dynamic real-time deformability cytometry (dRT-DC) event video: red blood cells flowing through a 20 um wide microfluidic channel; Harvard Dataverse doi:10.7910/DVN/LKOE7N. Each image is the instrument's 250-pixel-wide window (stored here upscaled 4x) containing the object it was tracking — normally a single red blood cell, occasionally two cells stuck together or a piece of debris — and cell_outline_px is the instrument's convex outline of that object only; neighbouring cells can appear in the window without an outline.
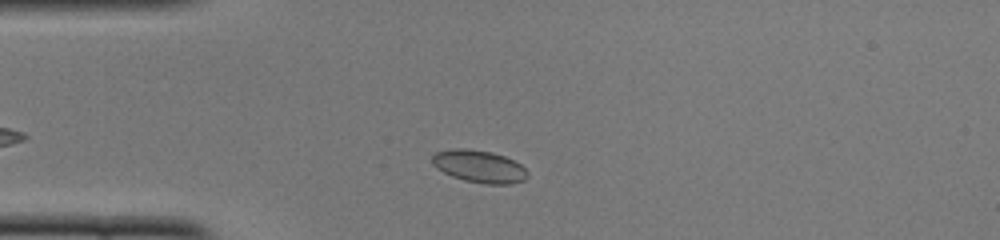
{"species": "common noctule bat (a hibernating species)", "species_latin": "Nyctalus noctula", "temperature_condition": "cold", "stored_images_in_passage": 33, "camera_frame_rate_fps": 3000, "um_per_image_px": 0.085, "animal": {"sex": "female", "body_mass_g": 22.0, "forearm_length_mm": 56.7}, "frame": {"image": 1, "passage_image": 5, "time_ms": 1.333, "image_size_px": [1000, 240], "cell_outline_px": [[528, 176], [524, 180], [512, 184], [484, 184], [464, 180], [452, 176], [436, 168], [432, 164], [432, 156], [436, 152], [452, 148], [464, 148], [492, 152], [504, 156], [520, 164], [528, 172]], "centroid_in_image_um": [40.72, 14.14], "position_along_channel_um": 44.3, "area_um2": 18.03}}
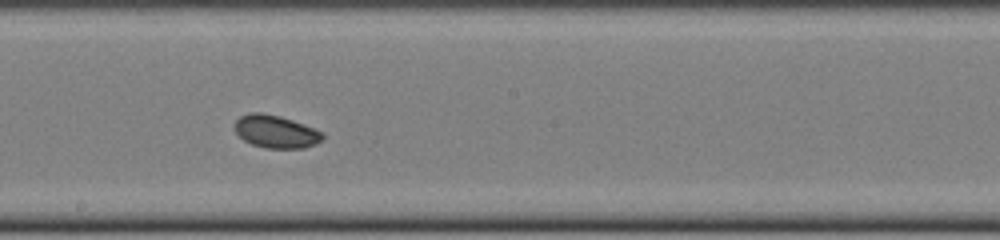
{"frame": {"image": 2, "passage_image": 20, "time_ms": 6.333, "image_size_px": [1000, 240], "cell_outline_px": [[324, 140], [316, 144], [304, 148], [264, 148], [252, 144], [244, 140], [236, 132], [236, 120], [240, 116], [252, 112], [260, 112], [280, 116], [304, 124], [320, 132], [324, 136]], "centroid_in_image_um": [23.46, 11.19], "position_along_channel_um": 224.7, "area_um2": 16.65}}
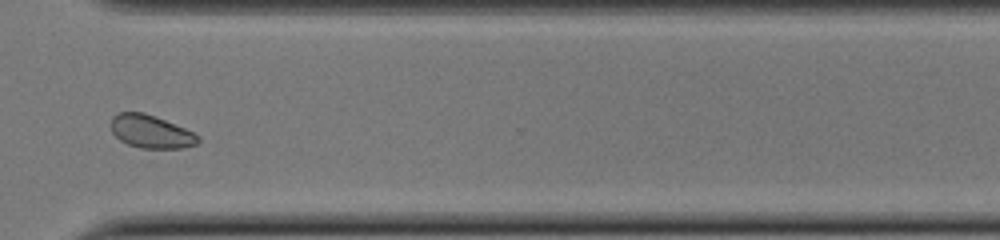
{"frame": {"image": 3, "passage_image": 30, "time_ms": 9.667, "image_size_px": [1000, 240], "cell_outline_px": [[200, 140], [196, 144], [184, 148], [140, 148], [128, 144], [120, 140], [112, 132], [112, 116], [120, 112], [144, 112], [156, 116], [184, 128], [200, 136]], "centroid_in_image_um": [12.84, 11.18], "position_along_channel_um": 357.8, "area_um2": 16.7}, "authors_computed_cell_mechanics": {"area_um2": 16.9932, "velocity_mm_per_s": 3.9507, "shape_relaxation_time_tau1_ms": null, "shape_relaxation_time_tau2_ms": 6.5284, "deformation_change_tau1": null, "deformation_change_tau2": 0.0533}}